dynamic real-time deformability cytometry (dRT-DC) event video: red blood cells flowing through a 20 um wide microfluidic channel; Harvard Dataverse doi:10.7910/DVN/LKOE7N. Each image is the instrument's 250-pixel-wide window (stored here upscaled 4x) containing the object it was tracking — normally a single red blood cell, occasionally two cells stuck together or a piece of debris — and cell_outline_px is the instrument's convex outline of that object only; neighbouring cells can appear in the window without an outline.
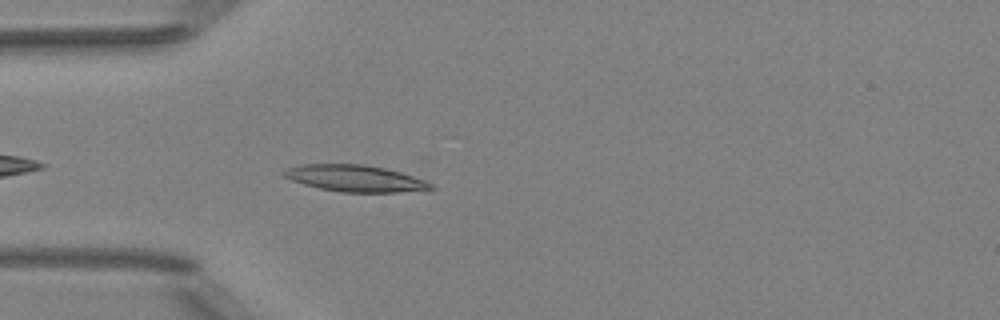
{"species": "Egyptian fruit bat (a non-hibernating species)", "species_latin": "Rousettus aegyptiacus", "temperature_condition": "room temperature", "stored_images_in_passage": 39, "camera_frame_rate_fps": 3000, "um_per_image_px": 0.085, "animal": {"sex": "female"}, "frame": {"image": 1, "passage_image": 3, "time_ms": 0.667, "image_size_px": [1000, 320], "cell_outline_px": [[436, 188], [396, 192], [340, 192], [320, 188], [304, 184], [292, 180], [284, 176], [284, 172], [288, 168], [304, 164], [364, 164], [384, 168], [400, 172], [424, 180], [432, 184]], "centroid_in_image_um": [30.19, 15.16], "position_along_channel_um": 54.8, "area_um2": 22.37}}
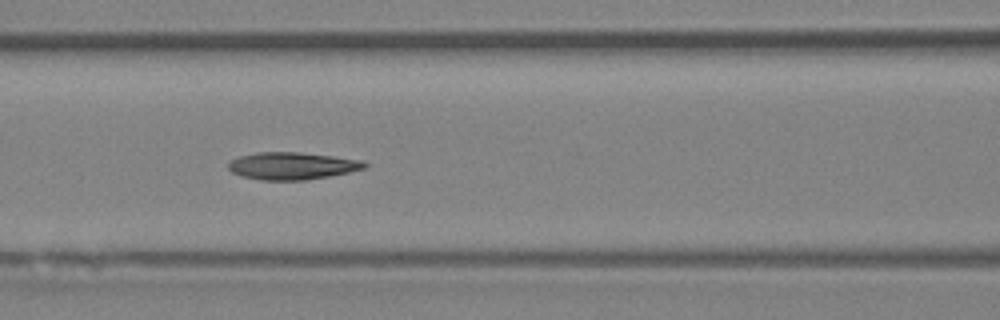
{"frame": {"image": 2, "passage_image": 10, "time_ms": 3.0, "image_size_px": [1000, 320], "cell_outline_px": [[368, 168], [308, 180], [260, 180], [244, 176], [232, 172], [228, 168], [228, 164], [232, 160], [240, 156], [256, 152], [300, 152], [364, 160], [368, 164]], "centroid_in_image_um": [24.87, 14.09], "position_along_channel_um": 141.7, "area_um2": 21.68}}
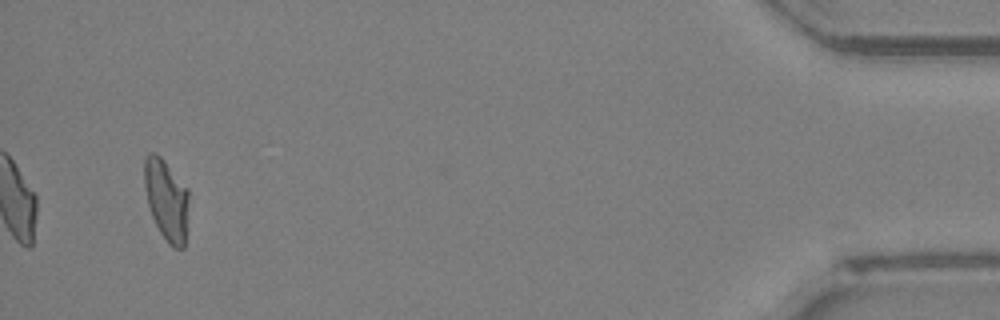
{"frame": {"image": 3, "passage_image": 37, "time_ms": 12.0, "image_size_px": [1000, 320], "cell_outline_px": [[188, 200], [184, 248], [172, 248], [168, 244], [160, 232], [152, 216], [148, 204], [144, 188], [144, 160], [148, 152], [156, 152], [164, 160], [188, 188]], "centroid_in_image_um": [14.13, 16.95], "position_along_channel_um": 421.1, "area_um2": 21.04}, "authors_computed_cell_mechanics": {"area_um2": 21.1548, "velocity_mm_per_s": 3.9977, "shape_relaxation_time_tau1_ms": 5.0917, "shape_relaxation_time_tau2_ms": 2.6383, "deformation_change_tau1": 0.1884, "deformation_change_tau2": 0.0823}}